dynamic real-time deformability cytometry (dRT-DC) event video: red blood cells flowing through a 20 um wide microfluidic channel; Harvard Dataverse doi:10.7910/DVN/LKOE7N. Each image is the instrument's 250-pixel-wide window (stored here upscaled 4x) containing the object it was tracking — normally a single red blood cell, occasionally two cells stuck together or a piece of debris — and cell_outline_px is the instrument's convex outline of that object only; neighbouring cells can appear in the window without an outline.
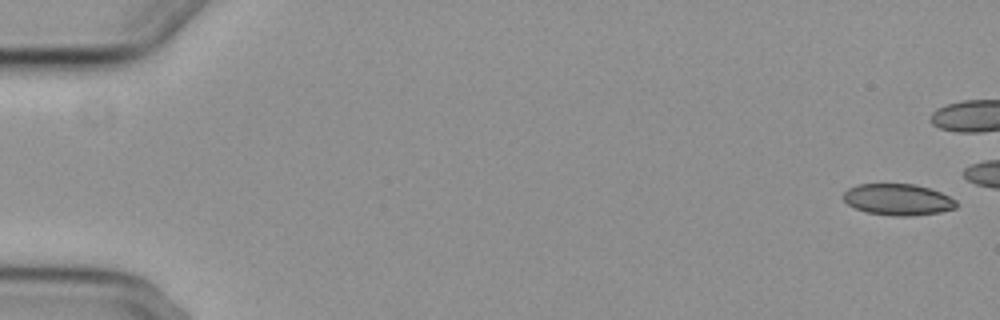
{"species": "common noctule bat (a hibernating species)", "species_latin": "Nyctalus noctula", "temperature_condition": "cold", "stored_images_in_passage": 7, "camera_frame_rate_fps": 3000, "um_per_image_px": 0.085, "animal": {"sex": "female", "body_mass_g": 29.2, "forearm_length_mm": 56.3}, "frame": {"image": 1, "passage_image": 1, "time_ms": 0.0, "image_size_px": [1000, 320], "cell_outline_px": [[956, 208], [940, 212], [908, 216], [892, 216], [864, 212], [848, 204], [844, 200], [844, 192], [848, 188], [856, 184], [916, 184], [940, 192], [956, 200]], "centroid_in_image_um": [76.3, 16.96], "position_along_channel_um": 8.7, "area_um2": 20.63}}